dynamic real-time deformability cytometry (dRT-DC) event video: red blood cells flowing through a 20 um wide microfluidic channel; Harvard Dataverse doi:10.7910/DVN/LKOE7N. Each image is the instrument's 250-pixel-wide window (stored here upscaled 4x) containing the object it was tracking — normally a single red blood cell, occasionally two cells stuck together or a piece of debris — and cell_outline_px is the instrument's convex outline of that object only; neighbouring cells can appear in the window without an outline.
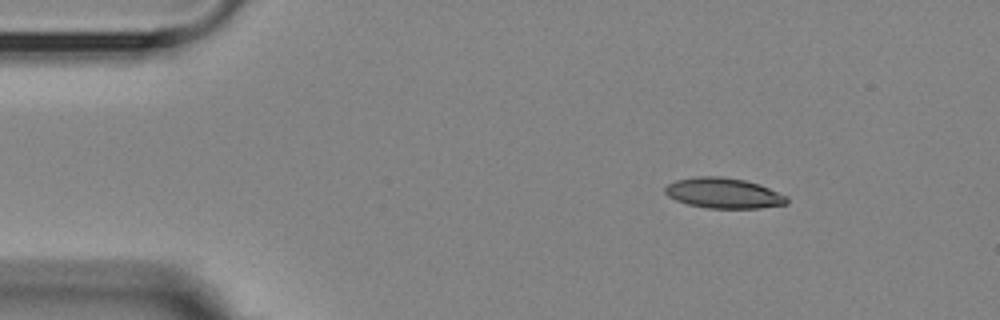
{"species": "Egyptian fruit bat (a non-hibernating species)", "species_latin": "Rousettus aegyptiacus", "temperature_condition": "room temperature", "stored_images_in_passage": 4, "camera_frame_rate_fps": 3000, "um_per_image_px": 0.085, "animal": {"sex": "female"}, "frame": {"image": 1, "passage_image": 1, "time_ms": 0.0, "image_size_px": [1000, 320], "cell_outline_px": [[788, 204], [760, 208], [708, 208], [688, 204], [676, 200], [668, 196], [664, 192], [664, 188], [668, 184], [676, 180], [696, 176], [720, 176], [744, 180], [760, 184], [788, 196]], "centroid_in_image_um": [61.52, 16.41], "position_along_channel_um": 23.5, "area_um2": 21.68}}
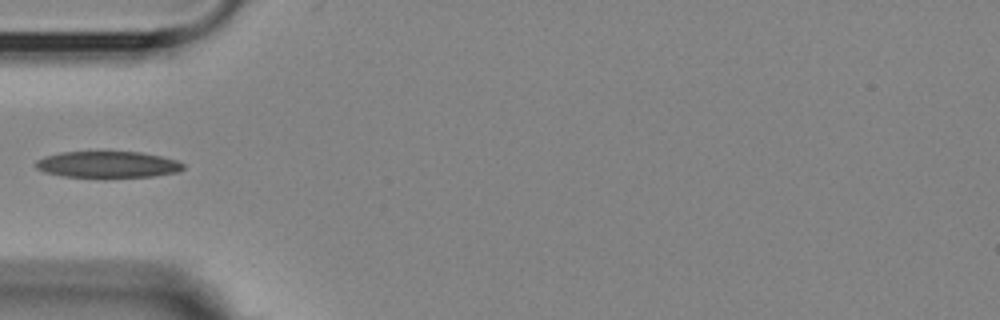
{"frame": {"image": 2, "passage_image": 4, "time_ms": 3.333, "image_size_px": [1000, 320], "cell_outline_px": [[184, 168], [176, 172], [152, 176], [104, 180], [60, 176], [44, 172], [36, 168], [36, 160], [44, 156], [60, 152], [140, 152], [160, 156], [176, 160], [184, 164]], "centroid_in_image_um": [9.11, 14.03], "position_along_channel_um": 75.9, "area_um2": 23.58}}